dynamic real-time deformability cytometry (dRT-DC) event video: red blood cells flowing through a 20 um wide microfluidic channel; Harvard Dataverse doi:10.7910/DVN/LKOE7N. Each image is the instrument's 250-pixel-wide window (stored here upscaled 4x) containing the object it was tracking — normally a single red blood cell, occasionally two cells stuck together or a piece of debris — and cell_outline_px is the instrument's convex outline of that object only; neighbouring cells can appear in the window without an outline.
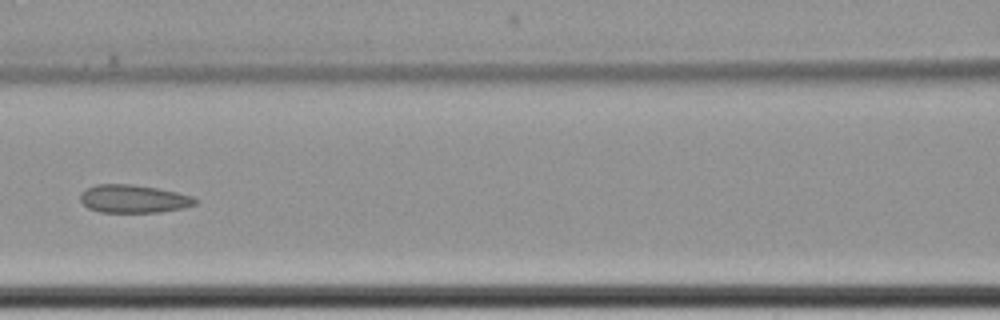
{"species": "common noctule bat (a hibernating species)", "species_latin": "Nyctalus noctula", "temperature_condition": "cold", "stored_images_in_passage": 12, "camera_frame_rate_fps": 3000, "um_per_image_px": 0.085, "animal": {"sex": "female", "body_mass_g": 22.7, "forearm_length_mm": 54.2}, "frame": {"image": 1, "passage_image": 9, "time_ms": 10.667, "image_size_px": [1000, 320], "cell_outline_px": [[200, 200], [196, 204], [180, 208], [160, 212], [100, 212], [88, 208], [80, 200], [80, 192], [96, 184], [132, 184], [156, 188], [176, 192], [192, 196]], "centroid_in_image_um": [11.34, 16.9], "position_along_channel_um": 155.3, "area_um2": 18.73}}
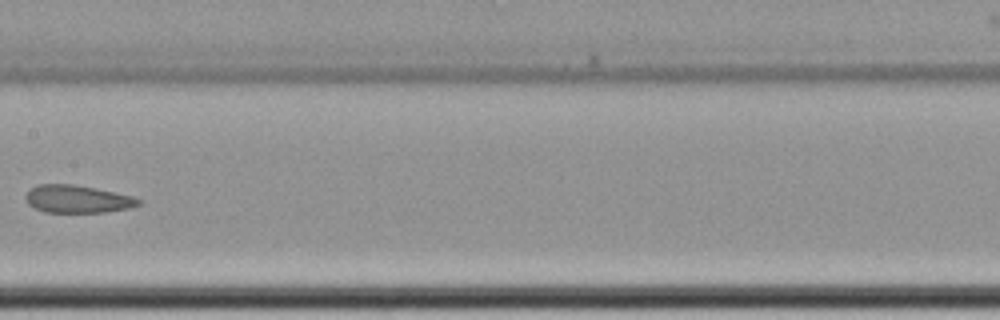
{"frame": {"image": 2, "passage_image": 10, "time_ms": 12.0, "image_size_px": [1000, 320], "cell_outline_px": [[140, 204], [128, 208], [104, 212], [44, 212], [28, 204], [24, 196], [32, 188], [40, 184], [72, 184], [96, 188], [132, 196], [140, 200]], "centroid_in_image_um": [6.56, 16.92], "position_along_channel_um": 200.8, "area_um2": 17.98}}
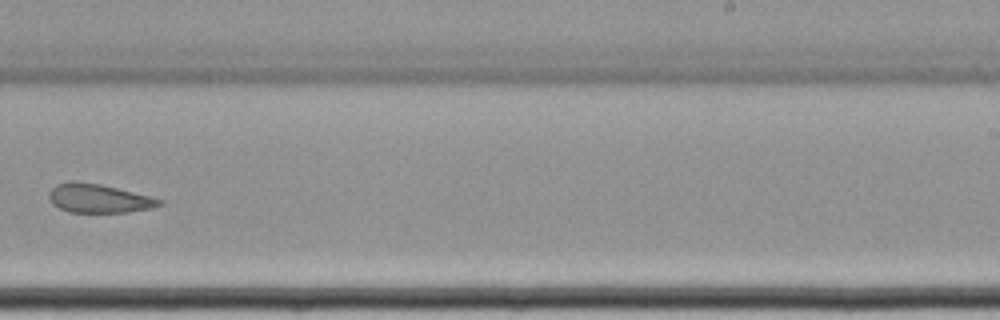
{"frame": {"image": 3, "passage_image": 12, "time_ms": 14.333, "image_size_px": [1000, 320], "cell_outline_px": [[164, 204], [152, 208], [128, 212], [68, 212], [52, 204], [48, 196], [48, 192], [56, 184], [68, 180], [72, 180], [100, 184], [152, 196], [164, 200]], "centroid_in_image_um": [8.4, 16.85], "position_along_channel_um": 280.6, "area_um2": 18.79}}